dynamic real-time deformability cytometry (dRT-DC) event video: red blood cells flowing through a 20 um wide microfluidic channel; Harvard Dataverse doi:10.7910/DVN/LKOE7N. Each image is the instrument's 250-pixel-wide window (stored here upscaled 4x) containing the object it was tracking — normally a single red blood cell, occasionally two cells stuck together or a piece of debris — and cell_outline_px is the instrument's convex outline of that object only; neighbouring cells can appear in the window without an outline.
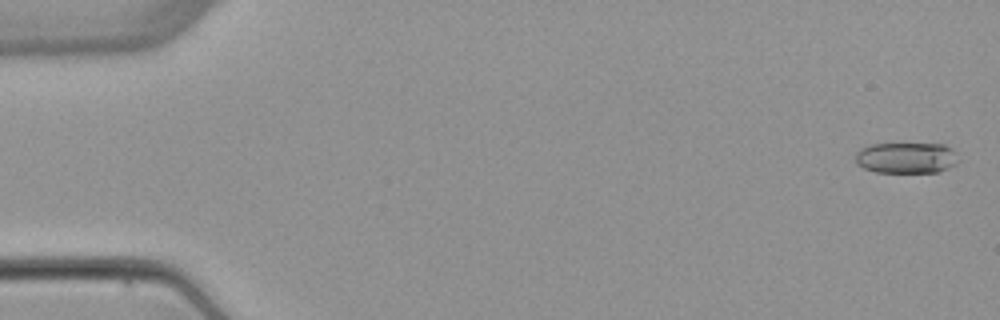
{"species": "common noctule bat (a hibernating species)", "species_latin": "Nyctalus noctula", "temperature_condition": "warm", "stored_images_in_passage": 4, "camera_frame_rate_fps": 3000, "um_per_image_px": 0.085, "animal": {"sex": "female", "body_mass_g": 22.7, "forearm_length_mm": 54.2}, "frame": {"image": 1, "passage_image": 1, "time_ms": 0.0, "image_size_px": [1000, 320], "cell_outline_px": [[956, 164], [948, 168], [936, 172], [876, 172], [864, 168], [856, 164], [856, 152], [860, 148], [872, 144], [944, 144], [952, 148]], "centroid_in_image_um": [76.98, 13.41], "position_along_channel_um": 8.0, "area_um2": 18.38}}
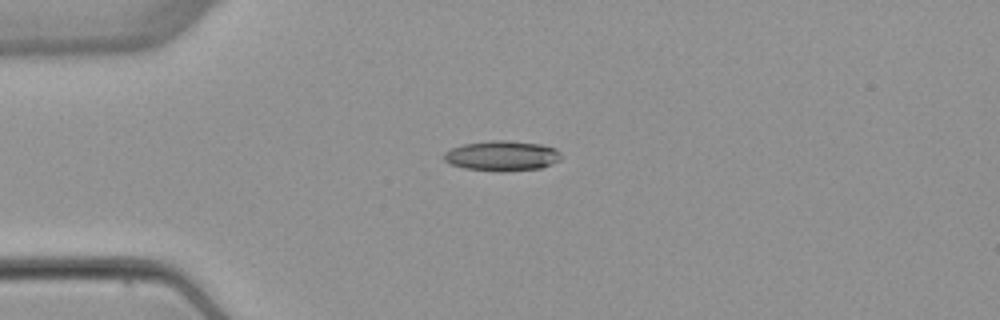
{"frame": {"image": 2, "passage_image": 4, "time_ms": 4.0, "image_size_px": [1000, 320], "cell_outline_px": [[560, 160], [552, 164], [540, 168], [464, 168], [452, 164], [444, 160], [444, 152], [452, 148], [464, 144], [488, 140], [504, 140], [540, 144], [556, 148], [560, 152]], "centroid_in_image_um": [42.68, 13.18], "position_along_channel_um": 42.3, "area_um2": 19.48}}